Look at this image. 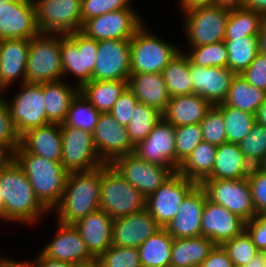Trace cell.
I'll return each instance as SVG.
<instances>
[{
    "label": "cell",
    "instance_id": "4",
    "mask_svg": "<svg viewBox=\"0 0 266 267\" xmlns=\"http://www.w3.org/2000/svg\"><path fill=\"white\" fill-rule=\"evenodd\" d=\"M146 208V197L110 164L101 166L100 210L111 218L128 216Z\"/></svg>",
    "mask_w": 266,
    "mask_h": 267
},
{
    "label": "cell",
    "instance_id": "23",
    "mask_svg": "<svg viewBox=\"0 0 266 267\" xmlns=\"http://www.w3.org/2000/svg\"><path fill=\"white\" fill-rule=\"evenodd\" d=\"M206 199V192L200 184L185 196L176 216L165 228L174 239L201 236V219Z\"/></svg>",
    "mask_w": 266,
    "mask_h": 267
},
{
    "label": "cell",
    "instance_id": "39",
    "mask_svg": "<svg viewBox=\"0 0 266 267\" xmlns=\"http://www.w3.org/2000/svg\"><path fill=\"white\" fill-rule=\"evenodd\" d=\"M224 43L228 51V68L235 74H242L260 52L258 36L224 40Z\"/></svg>",
    "mask_w": 266,
    "mask_h": 267
},
{
    "label": "cell",
    "instance_id": "10",
    "mask_svg": "<svg viewBox=\"0 0 266 267\" xmlns=\"http://www.w3.org/2000/svg\"><path fill=\"white\" fill-rule=\"evenodd\" d=\"M41 33L68 35L82 27V0H33Z\"/></svg>",
    "mask_w": 266,
    "mask_h": 267
},
{
    "label": "cell",
    "instance_id": "62",
    "mask_svg": "<svg viewBox=\"0 0 266 267\" xmlns=\"http://www.w3.org/2000/svg\"><path fill=\"white\" fill-rule=\"evenodd\" d=\"M244 267H266V252H258Z\"/></svg>",
    "mask_w": 266,
    "mask_h": 267
},
{
    "label": "cell",
    "instance_id": "24",
    "mask_svg": "<svg viewBox=\"0 0 266 267\" xmlns=\"http://www.w3.org/2000/svg\"><path fill=\"white\" fill-rule=\"evenodd\" d=\"M160 229L161 227L145 208L137 213L114 219L112 244L138 248Z\"/></svg>",
    "mask_w": 266,
    "mask_h": 267
},
{
    "label": "cell",
    "instance_id": "33",
    "mask_svg": "<svg viewBox=\"0 0 266 267\" xmlns=\"http://www.w3.org/2000/svg\"><path fill=\"white\" fill-rule=\"evenodd\" d=\"M127 87L128 81L123 80H91L79 89V93L98 112L108 113Z\"/></svg>",
    "mask_w": 266,
    "mask_h": 267
},
{
    "label": "cell",
    "instance_id": "1",
    "mask_svg": "<svg viewBox=\"0 0 266 267\" xmlns=\"http://www.w3.org/2000/svg\"><path fill=\"white\" fill-rule=\"evenodd\" d=\"M0 192L4 198V222L31 225L50 212L37 199L29 179L15 159L0 169Z\"/></svg>",
    "mask_w": 266,
    "mask_h": 267
},
{
    "label": "cell",
    "instance_id": "5",
    "mask_svg": "<svg viewBox=\"0 0 266 267\" xmlns=\"http://www.w3.org/2000/svg\"><path fill=\"white\" fill-rule=\"evenodd\" d=\"M145 26L143 24L130 40L131 74L161 73L181 51Z\"/></svg>",
    "mask_w": 266,
    "mask_h": 267
},
{
    "label": "cell",
    "instance_id": "42",
    "mask_svg": "<svg viewBox=\"0 0 266 267\" xmlns=\"http://www.w3.org/2000/svg\"><path fill=\"white\" fill-rule=\"evenodd\" d=\"M100 112H98L80 93L73 99L63 124L93 132Z\"/></svg>",
    "mask_w": 266,
    "mask_h": 267
},
{
    "label": "cell",
    "instance_id": "55",
    "mask_svg": "<svg viewBox=\"0 0 266 267\" xmlns=\"http://www.w3.org/2000/svg\"><path fill=\"white\" fill-rule=\"evenodd\" d=\"M199 267H234V264L223 246L215 245Z\"/></svg>",
    "mask_w": 266,
    "mask_h": 267
},
{
    "label": "cell",
    "instance_id": "18",
    "mask_svg": "<svg viewBox=\"0 0 266 267\" xmlns=\"http://www.w3.org/2000/svg\"><path fill=\"white\" fill-rule=\"evenodd\" d=\"M133 153L151 164L176 171L175 127L161 118L150 134L135 146Z\"/></svg>",
    "mask_w": 266,
    "mask_h": 267
},
{
    "label": "cell",
    "instance_id": "63",
    "mask_svg": "<svg viewBox=\"0 0 266 267\" xmlns=\"http://www.w3.org/2000/svg\"><path fill=\"white\" fill-rule=\"evenodd\" d=\"M259 38V50L266 54V20L263 22L258 35Z\"/></svg>",
    "mask_w": 266,
    "mask_h": 267
},
{
    "label": "cell",
    "instance_id": "46",
    "mask_svg": "<svg viewBox=\"0 0 266 267\" xmlns=\"http://www.w3.org/2000/svg\"><path fill=\"white\" fill-rule=\"evenodd\" d=\"M203 141L199 124L175 127L176 171L182 161Z\"/></svg>",
    "mask_w": 266,
    "mask_h": 267
},
{
    "label": "cell",
    "instance_id": "50",
    "mask_svg": "<svg viewBox=\"0 0 266 267\" xmlns=\"http://www.w3.org/2000/svg\"><path fill=\"white\" fill-rule=\"evenodd\" d=\"M256 214L266 213V170L254 166L247 177Z\"/></svg>",
    "mask_w": 266,
    "mask_h": 267
},
{
    "label": "cell",
    "instance_id": "43",
    "mask_svg": "<svg viewBox=\"0 0 266 267\" xmlns=\"http://www.w3.org/2000/svg\"><path fill=\"white\" fill-rule=\"evenodd\" d=\"M238 145L252 167L260 166L266 158V126L256 121Z\"/></svg>",
    "mask_w": 266,
    "mask_h": 267
},
{
    "label": "cell",
    "instance_id": "19",
    "mask_svg": "<svg viewBox=\"0 0 266 267\" xmlns=\"http://www.w3.org/2000/svg\"><path fill=\"white\" fill-rule=\"evenodd\" d=\"M40 33L33 0H12L0 8V40H31Z\"/></svg>",
    "mask_w": 266,
    "mask_h": 267
},
{
    "label": "cell",
    "instance_id": "60",
    "mask_svg": "<svg viewBox=\"0 0 266 267\" xmlns=\"http://www.w3.org/2000/svg\"><path fill=\"white\" fill-rule=\"evenodd\" d=\"M34 261L24 260V261H16L13 259H9L7 257H0V267H36L35 259Z\"/></svg>",
    "mask_w": 266,
    "mask_h": 267
},
{
    "label": "cell",
    "instance_id": "47",
    "mask_svg": "<svg viewBox=\"0 0 266 267\" xmlns=\"http://www.w3.org/2000/svg\"><path fill=\"white\" fill-rule=\"evenodd\" d=\"M96 262L100 267H142L138 248L113 244L96 259Z\"/></svg>",
    "mask_w": 266,
    "mask_h": 267
},
{
    "label": "cell",
    "instance_id": "66",
    "mask_svg": "<svg viewBox=\"0 0 266 267\" xmlns=\"http://www.w3.org/2000/svg\"><path fill=\"white\" fill-rule=\"evenodd\" d=\"M78 267H100V265L95 261V262H92L90 264L80 265Z\"/></svg>",
    "mask_w": 266,
    "mask_h": 267
},
{
    "label": "cell",
    "instance_id": "69",
    "mask_svg": "<svg viewBox=\"0 0 266 267\" xmlns=\"http://www.w3.org/2000/svg\"><path fill=\"white\" fill-rule=\"evenodd\" d=\"M260 167H262L264 170H266V158H265L264 162L260 165Z\"/></svg>",
    "mask_w": 266,
    "mask_h": 267
},
{
    "label": "cell",
    "instance_id": "16",
    "mask_svg": "<svg viewBox=\"0 0 266 267\" xmlns=\"http://www.w3.org/2000/svg\"><path fill=\"white\" fill-rule=\"evenodd\" d=\"M130 58V40L98 41L97 60L92 80L128 81L131 74Z\"/></svg>",
    "mask_w": 266,
    "mask_h": 267
},
{
    "label": "cell",
    "instance_id": "61",
    "mask_svg": "<svg viewBox=\"0 0 266 267\" xmlns=\"http://www.w3.org/2000/svg\"><path fill=\"white\" fill-rule=\"evenodd\" d=\"M245 0H214V5L228 9L243 8Z\"/></svg>",
    "mask_w": 266,
    "mask_h": 267
},
{
    "label": "cell",
    "instance_id": "31",
    "mask_svg": "<svg viewBox=\"0 0 266 267\" xmlns=\"http://www.w3.org/2000/svg\"><path fill=\"white\" fill-rule=\"evenodd\" d=\"M78 93L79 88L65 82V78L59 81L44 82L43 95L48 123L63 124L69 107Z\"/></svg>",
    "mask_w": 266,
    "mask_h": 267
},
{
    "label": "cell",
    "instance_id": "32",
    "mask_svg": "<svg viewBox=\"0 0 266 267\" xmlns=\"http://www.w3.org/2000/svg\"><path fill=\"white\" fill-rule=\"evenodd\" d=\"M214 246L204 236L174 239L170 267H199Z\"/></svg>",
    "mask_w": 266,
    "mask_h": 267
},
{
    "label": "cell",
    "instance_id": "35",
    "mask_svg": "<svg viewBox=\"0 0 266 267\" xmlns=\"http://www.w3.org/2000/svg\"><path fill=\"white\" fill-rule=\"evenodd\" d=\"M173 241L165 228L145 240L138 247L142 267H170Z\"/></svg>",
    "mask_w": 266,
    "mask_h": 267
},
{
    "label": "cell",
    "instance_id": "22",
    "mask_svg": "<svg viewBox=\"0 0 266 267\" xmlns=\"http://www.w3.org/2000/svg\"><path fill=\"white\" fill-rule=\"evenodd\" d=\"M189 73L193 93L206 99L212 106L225 101L235 73L228 67H202L190 61Z\"/></svg>",
    "mask_w": 266,
    "mask_h": 267
},
{
    "label": "cell",
    "instance_id": "28",
    "mask_svg": "<svg viewBox=\"0 0 266 267\" xmlns=\"http://www.w3.org/2000/svg\"><path fill=\"white\" fill-rule=\"evenodd\" d=\"M128 88L140 103H144L162 114L171 98L161 73L130 74Z\"/></svg>",
    "mask_w": 266,
    "mask_h": 267
},
{
    "label": "cell",
    "instance_id": "27",
    "mask_svg": "<svg viewBox=\"0 0 266 267\" xmlns=\"http://www.w3.org/2000/svg\"><path fill=\"white\" fill-rule=\"evenodd\" d=\"M15 152H30L52 161H61V125L48 123L28 130L20 137V145Z\"/></svg>",
    "mask_w": 266,
    "mask_h": 267
},
{
    "label": "cell",
    "instance_id": "64",
    "mask_svg": "<svg viewBox=\"0 0 266 267\" xmlns=\"http://www.w3.org/2000/svg\"><path fill=\"white\" fill-rule=\"evenodd\" d=\"M256 121L266 126V99L258 109V112L256 114Z\"/></svg>",
    "mask_w": 266,
    "mask_h": 267
},
{
    "label": "cell",
    "instance_id": "30",
    "mask_svg": "<svg viewBox=\"0 0 266 267\" xmlns=\"http://www.w3.org/2000/svg\"><path fill=\"white\" fill-rule=\"evenodd\" d=\"M252 169L236 143H223L216 148L211 174L206 179H243Z\"/></svg>",
    "mask_w": 266,
    "mask_h": 267
},
{
    "label": "cell",
    "instance_id": "67",
    "mask_svg": "<svg viewBox=\"0 0 266 267\" xmlns=\"http://www.w3.org/2000/svg\"><path fill=\"white\" fill-rule=\"evenodd\" d=\"M12 0H0V8L6 6Z\"/></svg>",
    "mask_w": 266,
    "mask_h": 267
},
{
    "label": "cell",
    "instance_id": "11",
    "mask_svg": "<svg viewBox=\"0 0 266 267\" xmlns=\"http://www.w3.org/2000/svg\"><path fill=\"white\" fill-rule=\"evenodd\" d=\"M61 125V164L68 173L89 171L106 164L96 151L92 133L69 125Z\"/></svg>",
    "mask_w": 266,
    "mask_h": 267
},
{
    "label": "cell",
    "instance_id": "36",
    "mask_svg": "<svg viewBox=\"0 0 266 267\" xmlns=\"http://www.w3.org/2000/svg\"><path fill=\"white\" fill-rule=\"evenodd\" d=\"M266 99V91L250 85L241 74H235L224 105L257 114Z\"/></svg>",
    "mask_w": 266,
    "mask_h": 267
},
{
    "label": "cell",
    "instance_id": "40",
    "mask_svg": "<svg viewBox=\"0 0 266 267\" xmlns=\"http://www.w3.org/2000/svg\"><path fill=\"white\" fill-rule=\"evenodd\" d=\"M217 106L220 108L225 121L227 142L238 144L250 133L253 124L256 122V115L223 103Z\"/></svg>",
    "mask_w": 266,
    "mask_h": 267
},
{
    "label": "cell",
    "instance_id": "51",
    "mask_svg": "<svg viewBox=\"0 0 266 267\" xmlns=\"http://www.w3.org/2000/svg\"><path fill=\"white\" fill-rule=\"evenodd\" d=\"M138 99L133 92L127 87L118 100L114 103L112 110L109 112L115 120L122 126H127L132 118L134 107Z\"/></svg>",
    "mask_w": 266,
    "mask_h": 267
},
{
    "label": "cell",
    "instance_id": "48",
    "mask_svg": "<svg viewBox=\"0 0 266 267\" xmlns=\"http://www.w3.org/2000/svg\"><path fill=\"white\" fill-rule=\"evenodd\" d=\"M203 141L219 146L227 142L225 121L220 108L212 106L206 113L205 118L199 123Z\"/></svg>",
    "mask_w": 266,
    "mask_h": 267
},
{
    "label": "cell",
    "instance_id": "3",
    "mask_svg": "<svg viewBox=\"0 0 266 267\" xmlns=\"http://www.w3.org/2000/svg\"><path fill=\"white\" fill-rule=\"evenodd\" d=\"M15 160L29 179L37 199L53 212L62 199L68 175L61 162L30 152H15Z\"/></svg>",
    "mask_w": 266,
    "mask_h": 267
},
{
    "label": "cell",
    "instance_id": "20",
    "mask_svg": "<svg viewBox=\"0 0 266 267\" xmlns=\"http://www.w3.org/2000/svg\"><path fill=\"white\" fill-rule=\"evenodd\" d=\"M56 223L59 228L55 236L40 251L44 256L78 266L96 261L87 250L85 242L73 224H63L57 220Z\"/></svg>",
    "mask_w": 266,
    "mask_h": 267
},
{
    "label": "cell",
    "instance_id": "58",
    "mask_svg": "<svg viewBox=\"0 0 266 267\" xmlns=\"http://www.w3.org/2000/svg\"><path fill=\"white\" fill-rule=\"evenodd\" d=\"M178 2L182 13L197 7L214 5V0H178Z\"/></svg>",
    "mask_w": 266,
    "mask_h": 267
},
{
    "label": "cell",
    "instance_id": "34",
    "mask_svg": "<svg viewBox=\"0 0 266 267\" xmlns=\"http://www.w3.org/2000/svg\"><path fill=\"white\" fill-rule=\"evenodd\" d=\"M216 148L217 146L202 141L181 162L177 172L183 177L201 184L212 172Z\"/></svg>",
    "mask_w": 266,
    "mask_h": 267
},
{
    "label": "cell",
    "instance_id": "45",
    "mask_svg": "<svg viewBox=\"0 0 266 267\" xmlns=\"http://www.w3.org/2000/svg\"><path fill=\"white\" fill-rule=\"evenodd\" d=\"M222 246L232 260L234 267H244L259 252L246 230L227 240Z\"/></svg>",
    "mask_w": 266,
    "mask_h": 267
},
{
    "label": "cell",
    "instance_id": "41",
    "mask_svg": "<svg viewBox=\"0 0 266 267\" xmlns=\"http://www.w3.org/2000/svg\"><path fill=\"white\" fill-rule=\"evenodd\" d=\"M161 118H163L161 112L138 102L127 125L131 143L136 146L143 141Z\"/></svg>",
    "mask_w": 266,
    "mask_h": 267
},
{
    "label": "cell",
    "instance_id": "6",
    "mask_svg": "<svg viewBox=\"0 0 266 267\" xmlns=\"http://www.w3.org/2000/svg\"><path fill=\"white\" fill-rule=\"evenodd\" d=\"M63 78L61 34L40 33L31 39L26 64V83L59 81Z\"/></svg>",
    "mask_w": 266,
    "mask_h": 267
},
{
    "label": "cell",
    "instance_id": "29",
    "mask_svg": "<svg viewBox=\"0 0 266 267\" xmlns=\"http://www.w3.org/2000/svg\"><path fill=\"white\" fill-rule=\"evenodd\" d=\"M212 105L198 94L170 98L162 117L174 127L199 124Z\"/></svg>",
    "mask_w": 266,
    "mask_h": 267
},
{
    "label": "cell",
    "instance_id": "49",
    "mask_svg": "<svg viewBox=\"0 0 266 267\" xmlns=\"http://www.w3.org/2000/svg\"><path fill=\"white\" fill-rule=\"evenodd\" d=\"M130 3L131 0H82V24L88 19L103 15L108 12L125 8H133Z\"/></svg>",
    "mask_w": 266,
    "mask_h": 267
},
{
    "label": "cell",
    "instance_id": "13",
    "mask_svg": "<svg viewBox=\"0 0 266 267\" xmlns=\"http://www.w3.org/2000/svg\"><path fill=\"white\" fill-rule=\"evenodd\" d=\"M134 8H125L83 22L80 32L96 41L131 40L144 21ZM141 18V19H140Z\"/></svg>",
    "mask_w": 266,
    "mask_h": 267
},
{
    "label": "cell",
    "instance_id": "68",
    "mask_svg": "<svg viewBox=\"0 0 266 267\" xmlns=\"http://www.w3.org/2000/svg\"><path fill=\"white\" fill-rule=\"evenodd\" d=\"M3 91H5V88L0 84V99H3L4 95L2 93H4ZM2 94V95H1Z\"/></svg>",
    "mask_w": 266,
    "mask_h": 267
},
{
    "label": "cell",
    "instance_id": "26",
    "mask_svg": "<svg viewBox=\"0 0 266 267\" xmlns=\"http://www.w3.org/2000/svg\"><path fill=\"white\" fill-rule=\"evenodd\" d=\"M29 39L0 40V84L5 90L20 79L26 81V64L29 53Z\"/></svg>",
    "mask_w": 266,
    "mask_h": 267
},
{
    "label": "cell",
    "instance_id": "14",
    "mask_svg": "<svg viewBox=\"0 0 266 267\" xmlns=\"http://www.w3.org/2000/svg\"><path fill=\"white\" fill-rule=\"evenodd\" d=\"M197 185L177 171L146 198V209L161 228L176 216L185 196Z\"/></svg>",
    "mask_w": 266,
    "mask_h": 267
},
{
    "label": "cell",
    "instance_id": "59",
    "mask_svg": "<svg viewBox=\"0 0 266 267\" xmlns=\"http://www.w3.org/2000/svg\"><path fill=\"white\" fill-rule=\"evenodd\" d=\"M243 8L256 11L266 19V0H245Z\"/></svg>",
    "mask_w": 266,
    "mask_h": 267
},
{
    "label": "cell",
    "instance_id": "17",
    "mask_svg": "<svg viewBox=\"0 0 266 267\" xmlns=\"http://www.w3.org/2000/svg\"><path fill=\"white\" fill-rule=\"evenodd\" d=\"M92 136L96 151L106 164L134 152L127 126L119 124L109 112L100 113Z\"/></svg>",
    "mask_w": 266,
    "mask_h": 267
},
{
    "label": "cell",
    "instance_id": "44",
    "mask_svg": "<svg viewBox=\"0 0 266 267\" xmlns=\"http://www.w3.org/2000/svg\"><path fill=\"white\" fill-rule=\"evenodd\" d=\"M185 52L190 61L202 67H228V51L224 41L209 45L189 47Z\"/></svg>",
    "mask_w": 266,
    "mask_h": 267
},
{
    "label": "cell",
    "instance_id": "52",
    "mask_svg": "<svg viewBox=\"0 0 266 267\" xmlns=\"http://www.w3.org/2000/svg\"><path fill=\"white\" fill-rule=\"evenodd\" d=\"M0 140L7 143L14 151L20 145V136L10 117L5 98L0 99Z\"/></svg>",
    "mask_w": 266,
    "mask_h": 267
},
{
    "label": "cell",
    "instance_id": "54",
    "mask_svg": "<svg viewBox=\"0 0 266 267\" xmlns=\"http://www.w3.org/2000/svg\"><path fill=\"white\" fill-rule=\"evenodd\" d=\"M245 230L259 252H266V213L256 215L252 220L246 222Z\"/></svg>",
    "mask_w": 266,
    "mask_h": 267
},
{
    "label": "cell",
    "instance_id": "38",
    "mask_svg": "<svg viewBox=\"0 0 266 267\" xmlns=\"http://www.w3.org/2000/svg\"><path fill=\"white\" fill-rule=\"evenodd\" d=\"M266 19L256 11L244 8L230 9L224 40L258 36Z\"/></svg>",
    "mask_w": 266,
    "mask_h": 267
},
{
    "label": "cell",
    "instance_id": "57",
    "mask_svg": "<svg viewBox=\"0 0 266 267\" xmlns=\"http://www.w3.org/2000/svg\"><path fill=\"white\" fill-rule=\"evenodd\" d=\"M15 159V151L0 140V169L9 165Z\"/></svg>",
    "mask_w": 266,
    "mask_h": 267
},
{
    "label": "cell",
    "instance_id": "53",
    "mask_svg": "<svg viewBox=\"0 0 266 267\" xmlns=\"http://www.w3.org/2000/svg\"><path fill=\"white\" fill-rule=\"evenodd\" d=\"M241 75L250 85L266 91V54L259 52Z\"/></svg>",
    "mask_w": 266,
    "mask_h": 267
},
{
    "label": "cell",
    "instance_id": "7",
    "mask_svg": "<svg viewBox=\"0 0 266 267\" xmlns=\"http://www.w3.org/2000/svg\"><path fill=\"white\" fill-rule=\"evenodd\" d=\"M230 9L211 5L197 7L183 13L184 36L189 47L224 41Z\"/></svg>",
    "mask_w": 266,
    "mask_h": 267
},
{
    "label": "cell",
    "instance_id": "2",
    "mask_svg": "<svg viewBox=\"0 0 266 267\" xmlns=\"http://www.w3.org/2000/svg\"><path fill=\"white\" fill-rule=\"evenodd\" d=\"M101 166L89 171L68 173L62 199L55 208L57 220L74 224L100 209Z\"/></svg>",
    "mask_w": 266,
    "mask_h": 267
},
{
    "label": "cell",
    "instance_id": "56",
    "mask_svg": "<svg viewBox=\"0 0 266 267\" xmlns=\"http://www.w3.org/2000/svg\"><path fill=\"white\" fill-rule=\"evenodd\" d=\"M36 267H78V265L61 262L44 256L40 251L35 258Z\"/></svg>",
    "mask_w": 266,
    "mask_h": 267
},
{
    "label": "cell",
    "instance_id": "65",
    "mask_svg": "<svg viewBox=\"0 0 266 267\" xmlns=\"http://www.w3.org/2000/svg\"><path fill=\"white\" fill-rule=\"evenodd\" d=\"M4 221V198L0 192V220Z\"/></svg>",
    "mask_w": 266,
    "mask_h": 267
},
{
    "label": "cell",
    "instance_id": "21",
    "mask_svg": "<svg viewBox=\"0 0 266 267\" xmlns=\"http://www.w3.org/2000/svg\"><path fill=\"white\" fill-rule=\"evenodd\" d=\"M246 222L224 206L205 200L201 219V236L209 238L215 245L241 234Z\"/></svg>",
    "mask_w": 266,
    "mask_h": 267
},
{
    "label": "cell",
    "instance_id": "12",
    "mask_svg": "<svg viewBox=\"0 0 266 267\" xmlns=\"http://www.w3.org/2000/svg\"><path fill=\"white\" fill-rule=\"evenodd\" d=\"M200 185L210 201L224 206L245 222L257 215L247 178L205 179Z\"/></svg>",
    "mask_w": 266,
    "mask_h": 267
},
{
    "label": "cell",
    "instance_id": "8",
    "mask_svg": "<svg viewBox=\"0 0 266 267\" xmlns=\"http://www.w3.org/2000/svg\"><path fill=\"white\" fill-rule=\"evenodd\" d=\"M98 41L86 37L83 33L75 32L61 34V60L63 77L67 74L76 77V86L80 89L92 80L96 64Z\"/></svg>",
    "mask_w": 266,
    "mask_h": 267
},
{
    "label": "cell",
    "instance_id": "15",
    "mask_svg": "<svg viewBox=\"0 0 266 267\" xmlns=\"http://www.w3.org/2000/svg\"><path fill=\"white\" fill-rule=\"evenodd\" d=\"M110 165L146 198L175 172L173 168L151 164L134 153L119 156Z\"/></svg>",
    "mask_w": 266,
    "mask_h": 267
},
{
    "label": "cell",
    "instance_id": "9",
    "mask_svg": "<svg viewBox=\"0 0 266 267\" xmlns=\"http://www.w3.org/2000/svg\"><path fill=\"white\" fill-rule=\"evenodd\" d=\"M12 100L5 99L18 135L48 124L45 112L43 83H22Z\"/></svg>",
    "mask_w": 266,
    "mask_h": 267
},
{
    "label": "cell",
    "instance_id": "25",
    "mask_svg": "<svg viewBox=\"0 0 266 267\" xmlns=\"http://www.w3.org/2000/svg\"><path fill=\"white\" fill-rule=\"evenodd\" d=\"M113 223L114 219L99 209L73 224L95 259L112 245Z\"/></svg>",
    "mask_w": 266,
    "mask_h": 267
},
{
    "label": "cell",
    "instance_id": "37",
    "mask_svg": "<svg viewBox=\"0 0 266 267\" xmlns=\"http://www.w3.org/2000/svg\"><path fill=\"white\" fill-rule=\"evenodd\" d=\"M189 67L190 59L183 50L161 72L170 97L193 94Z\"/></svg>",
    "mask_w": 266,
    "mask_h": 267
}]
</instances>
